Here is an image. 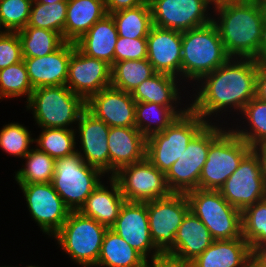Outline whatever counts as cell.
Listing matches in <instances>:
<instances>
[{"label":"cell","mask_w":266,"mask_h":267,"mask_svg":"<svg viewBox=\"0 0 266 267\" xmlns=\"http://www.w3.org/2000/svg\"><path fill=\"white\" fill-rule=\"evenodd\" d=\"M257 66V59L230 57L222 66L193 83L197 88H193L196 92L191 95L189 108L207 123H212L213 115L215 120L234 111L239 115L256 96Z\"/></svg>","instance_id":"1"},{"label":"cell","mask_w":266,"mask_h":267,"mask_svg":"<svg viewBox=\"0 0 266 267\" xmlns=\"http://www.w3.org/2000/svg\"><path fill=\"white\" fill-rule=\"evenodd\" d=\"M212 22L216 25L230 57H266V33L257 0H241L214 7Z\"/></svg>","instance_id":"2"},{"label":"cell","mask_w":266,"mask_h":267,"mask_svg":"<svg viewBox=\"0 0 266 267\" xmlns=\"http://www.w3.org/2000/svg\"><path fill=\"white\" fill-rule=\"evenodd\" d=\"M229 58L213 22L182 32L181 80L197 83Z\"/></svg>","instance_id":"3"},{"label":"cell","mask_w":266,"mask_h":267,"mask_svg":"<svg viewBox=\"0 0 266 267\" xmlns=\"http://www.w3.org/2000/svg\"><path fill=\"white\" fill-rule=\"evenodd\" d=\"M25 105L39 128L74 129L86 109V101L66 85L38 87Z\"/></svg>","instance_id":"4"},{"label":"cell","mask_w":266,"mask_h":267,"mask_svg":"<svg viewBox=\"0 0 266 267\" xmlns=\"http://www.w3.org/2000/svg\"><path fill=\"white\" fill-rule=\"evenodd\" d=\"M107 229L93 218L71 211L52 239L80 267H96Z\"/></svg>","instance_id":"5"},{"label":"cell","mask_w":266,"mask_h":267,"mask_svg":"<svg viewBox=\"0 0 266 267\" xmlns=\"http://www.w3.org/2000/svg\"><path fill=\"white\" fill-rule=\"evenodd\" d=\"M206 124L200 115L189 108L162 132L147 137L146 158L166 174L183 154L192 138Z\"/></svg>","instance_id":"6"},{"label":"cell","mask_w":266,"mask_h":267,"mask_svg":"<svg viewBox=\"0 0 266 267\" xmlns=\"http://www.w3.org/2000/svg\"><path fill=\"white\" fill-rule=\"evenodd\" d=\"M190 211L207 227L214 240L242 237V212L230 205L219 190L193 189L185 193Z\"/></svg>","instance_id":"7"},{"label":"cell","mask_w":266,"mask_h":267,"mask_svg":"<svg viewBox=\"0 0 266 267\" xmlns=\"http://www.w3.org/2000/svg\"><path fill=\"white\" fill-rule=\"evenodd\" d=\"M105 174L88 165L78 152L55 159L52 185L71 211H79Z\"/></svg>","instance_id":"8"},{"label":"cell","mask_w":266,"mask_h":267,"mask_svg":"<svg viewBox=\"0 0 266 267\" xmlns=\"http://www.w3.org/2000/svg\"><path fill=\"white\" fill-rule=\"evenodd\" d=\"M218 124L207 123L165 174L167 185L172 192L186 193L199 188V178L207 160L209 147L228 127Z\"/></svg>","instance_id":"9"},{"label":"cell","mask_w":266,"mask_h":267,"mask_svg":"<svg viewBox=\"0 0 266 267\" xmlns=\"http://www.w3.org/2000/svg\"><path fill=\"white\" fill-rule=\"evenodd\" d=\"M252 147L227 128L209 147L199 189L219 190Z\"/></svg>","instance_id":"10"},{"label":"cell","mask_w":266,"mask_h":267,"mask_svg":"<svg viewBox=\"0 0 266 267\" xmlns=\"http://www.w3.org/2000/svg\"><path fill=\"white\" fill-rule=\"evenodd\" d=\"M121 194L130 202H148L169 196L165 173L147 158L121 167L113 176Z\"/></svg>","instance_id":"11"},{"label":"cell","mask_w":266,"mask_h":267,"mask_svg":"<svg viewBox=\"0 0 266 267\" xmlns=\"http://www.w3.org/2000/svg\"><path fill=\"white\" fill-rule=\"evenodd\" d=\"M189 210L185 193L172 192L167 197L147 202L150 236L163 255L174 246L177 230Z\"/></svg>","instance_id":"12"},{"label":"cell","mask_w":266,"mask_h":267,"mask_svg":"<svg viewBox=\"0 0 266 267\" xmlns=\"http://www.w3.org/2000/svg\"><path fill=\"white\" fill-rule=\"evenodd\" d=\"M219 191L230 205L241 212L266 198V184L260 159L253 149L242 159L239 167Z\"/></svg>","instance_id":"13"},{"label":"cell","mask_w":266,"mask_h":267,"mask_svg":"<svg viewBox=\"0 0 266 267\" xmlns=\"http://www.w3.org/2000/svg\"><path fill=\"white\" fill-rule=\"evenodd\" d=\"M148 2L153 25L160 28L184 32L212 22L211 5L206 0H148Z\"/></svg>","instance_id":"14"},{"label":"cell","mask_w":266,"mask_h":267,"mask_svg":"<svg viewBox=\"0 0 266 267\" xmlns=\"http://www.w3.org/2000/svg\"><path fill=\"white\" fill-rule=\"evenodd\" d=\"M30 216L49 237L62 227L71 210L54 190L52 183L18 184Z\"/></svg>","instance_id":"15"},{"label":"cell","mask_w":266,"mask_h":267,"mask_svg":"<svg viewBox=\"0 0 266 267\" xmlns=\"http://www.w3.org/2000/svg\"><path fill=\"white\" fill-rule=\"evenodd\" d=\"M111 72L110 64L85 55L73 43L66 86L74 94L87 101L92 95L111 86Z\"/></svg>","instance_id":"16"},{"label":"cell","mask_w":266,"mask_h":267,"mask_svg":"<svg viewBox=\"0 0 266 267\" xmlns=\"http://www.w3.org/2000/svg\"><path fill=\"white\" fill-rule=\"evenodd\" d=\"M111 229L147 261L163 256L150 236L147 202L125 201Z\"/></svg>","instance_id":"17"},{"label":"cell","mask_w":266,"mask_h":267,"mask_svg":"<svg viewBox=\"0 0 266 267\" xmlns=\"http://www.w3.org/2000/svg\"><path fill=\"white\" fill-rule=\"evenodd\" d=\"M75 127V133L79 134L76 138L80 139L78 142L81 144V149H76L79 155L88 165L107 173L109 177L110 156L107 139L110 127L87 109L82 112Z\"/></svg>","instance_id":"18"},{"label":"cell","mask_w":266,"mask_h":267,"mask_svg":"<svg viewBox=\"0 0 266 267\" xmlns=\"http://www.w3.org/2000/svg\"><path fill=\"white\" fill-rule=\"evenodd\" d=\"M135 107L131 93L112 86L86 101V109L109 127H135Z\"/></svg>","instance_id":"19"},{"label":"cell","mask_w":266,"mask_h":267,"mask_svg":"<svg viewBox=\"0 0 266 267\" xmlns=\"http://www.w3.org/2000/svg\"><path fill=\"white\" fill-rule=\"evenodd\" d=\"M147 60L156 73L181 78L182 32L152 26L147 36Z\"/></svg>","instance_id":"20"},{"label":"cell","mask_w":266,"mask_h":267,"mask_svg":"<svg viewBox=\"0 0 266 267\" xmlns=\"http://www.w3.org/2000/svg\"><path fill=\"white\" fill-rule=\"evenodd\" d=\"M72 53L73 43L64 42L51 54L43 57L23 58L33 89L66 85L68 64Z\"/></svg>","instance_id":"21"},{"label":"cell","mask_w":266,"mask_h":267,"mask_svg":"<svg viewBox=\"0 0 266 267\" xmlns=\"http://www.w3.org/2000/svg\"><path fill=\"white\" fill-rule=\"evenodd\" d=\"M147 138L136 127H110L107 144L110 176L121 167L146 158Z\"/></svg>","instance_id":"22"},{"label":"cell","mask_w":266,"mask_h":267,"mask_svg":"<svg viewBox=\"0 0 266 267\" xmlns=\"http://www.w3.org/2000/svg\"><path fill=\"white\" fill-rule=\"evenodd\" d=\"M213 241L207 227L189 210L177 230L174 246L165 256L190 263L201 255Z\"/></svg>","instance_id":"23"},{"label":"cell","mask_w":266,"mask_h":267,"mask_svg":"<svg viewBox=\"0 0 266 267\" xmlns=\"http://www.w3.org/2000/svg\"><path fill=\"white\" fill-rule=\"evenodd\" d=\"M109 186L100 183L96 189L88 196L79 212L89 218H93L98 223L111 228L119 216L120 209L126 199L121 194L118 182L112 177H108Z\"/></svg>","instance_id":"24"},{"label":"cell","mask_w":266,"mask_h":267,"mask_svg":"<svg viewBox=\"0 0 266 267\" xmlns=\"http://www.w3.org/2000/svg\"><path fill=\"white\" fill-rule=\"evenodd\" d=\"M118 39L115 22L110 14L97 21L78 41L76 47L85 55L114 64Z\"/></svg>","instance_id":"25"},{"label":"cell","mask_w":266,"mask_h":267,"mask_svg":"<svg viewBox=\"0 0 266 267\" xmlns=\"http://www.w3.org/2000/svg\"><path fill=\"white\" fill-rule=\"evenodd\" d=\"M252 255L250 245L243 238L214 240L192 262L191 267H243Z\"/></svg>","instance_id":"26"},{"label":"cell","mask_w":266,"mask_h":267,"mask_svg":"<svg viewBox=\"0 0 266 267\" xmlns=\"http://www.w3.org/2000/svg\"><path fill=\"white\" fill-rule=\"evenodd\" d=\"M105 15L104 0H67L64 41L75 43Z\"/></svg>","instance_id":"27"},{"label":"cell","mask_w":266,"mask_h":267,"mask_svg":"<svg viewBox=\"0 0 266 267\" xmlns=\"http://www.w3.org/2000/svg\"><path fill=\"white\" fill-rule=\"evenodd\" d=\"M180 80L167 74L155 73L132 91V98L136 102L157 103L168 107L181 106L183 104H181L182 94L180 91L182 90L180 89L182 88L180 87L182 86L179 85L182 84V81Z\"/></svg>","instance_id":"28"},{"label":"cell","mask_w":266,"mask_h":267,"mask_svg":"<svg viewBox=\"0 0 266 267\" xmlns=\"http://www.w3.org/2000/svg\"><path fill=\"white\" fill-rule=\"evenodd\" d=\"M147 262L116 232L107 229L96 267H146Z\"/></svg>","instance_id":"29"},{"label":"cell","mask_w":266,"mask_h":267,"mask_svg":"<svg viewBox=\"0 0 266 267\" xmlns=\"http://www.w3.org/2000/svg\"><path fill=\"white\" fill-rule=\"evenodd\" d=\"M187 105H185V108H179L162 106L157 103L136 102L135 127L146 138L152 134L162 132L178 116L189 109V104Z\"/></svg>","instance_id":"30"},{"label":"cell","mask_w":266,"mask_h":267,"mask_svg":"<svg viewBox=\"0 0 266 267\" xmlns=\"http://www.w3.org/2000/svg\"><path fill=\"white\" fill-rule=\"evenodd\" d=\"M115 22L118 36L130 39L147 38L152 26L149 2L110 14Z\"/></svg>","instance_id":"31"},{"label":"cell","mask_w":266,"mask_h":267,"mask_svg":"<svg viewBox=\"0 0 266 267\" xmlns=\"http://www.w3.org/2000/svg\"><path fill=\"white\" fill-rule=\"evenodd\" d=\"M247 121V126L230 128L238 137L245 140L251 147L266 142V102L254 97L251 99L240 113ZM245 117V118H244ZM241 129H240V128Z\"/></svg>","instance_id":"32"},{"label":"cell","mask_w":266,"mask_h":267,"mask_svg":"<svg viewBox=\"0 0 266 267\" xmlns=\"http://www.w3.org/2000/svg\"><path fill=\"white\" fill-rule=\"evenodd\" d=\"M23 58L43 57L56 51L65 41L56 31L26 26L17 31Z\"/></svg>","instance_id":"33"},{"label":"cell","mask_w":266,"mask_h":267,"mask_svg":"<svg viewBox=\"0 0 266 267\" xmlns=\"http://www.w3.org/2000/svg\"><path fill=\"white\" fill-rule=\"evenodd\" d=\"M25 165L15 171L17 184L52 183L55 159L39 150L37 147L31 150L23 158Z\"/></svg>","instance_id":"34"},{"label":"cell","mask_w":266,"mask_h":267,"mask_svg":"<svg viewBox=\"0 0 266 267\" xmlns=\"http://www.w3.org/2000/svg\"><path fill=\"white\" fill-rule=\"evenodd\" d=\"M155 73L147 59L116 62L112 65L111 86L132 93L138 85Z\"/></svg>","instance_id":"35"},{"label":"cell","mask_w":266,"mask_h":267,"mask_svg":"<svg viewBox=\"0 0 266 267\" xmlns=\"http://www.w3.org/2000/svg\"><path fill=\"white\" fill-rule=\"evenodd\" d=\"M75 129L41 128L35 138V147L54 159L63 158L77 152Z\"/></svg>","instance_id":"36"},{"label":"cell","mask_w":266,"mask_h":267,"mask_svg":"<svg viewBox=\"0 0 266 267\" xmlns=\"http://www.w3.org/2000/svg\"><path fill=\"white\" fill-rule=\"evenodd\" d=\"M66 14L67 0L50 5L33 0L27 26L56 31L64 40Z\"/></svg>","instance_id":"37"},{"label":"cell","mask_w":266,"mask_h":267,"mask_svg":"<svg viewBox=\"0 0 266 267\" xmlns=\"http://www.w3.org/2000/svg\"><path fill=\"white\" fill-rule=\"evenodd\" d=\"M33 90L24 61L0 70V99L24 96L27 103Z\"/></svg>","instance_id":"38"},{"label":"cell","mask_w":266,"mask_h":267,"mask_svg":"<svg viewBox=\"0 0 266 267\" xmlns=\"http://www.w3.org/2000/svg\"><path fill=\"white\" fill-rule=\"evenodd\" d=\"M242 237L253 251L266 243V198L257 201L242 212Z\"/></svg>","instance_id":"39"},{"label":"cell","mask_w":266,"mask_h":267,"mask_svg":"<svg viewBox=\"0 0 266 267\" xmlns=\"http://www.w3.org/2000/svg\"><path fill=\"white\" fill-rule=\"evenodd\" d=\"M31 131L18 122H11L3 125L0 130V147L10 156L24 158L31 150V145L35 138L30 134Z\"/></svg>","instance_id":"40"},{"label":"cell","mask_w":266,"mask_h":267,"mask_svg":"<svg viewBox=\"0 0 266 267\" xmlns=\"http://www.w3.org/2000/svg\"><path fill=\"white\" fill-rule=\"evenodd\" d=\"M33 0H0V18L8 32H17L28 24Z\"/></svg>","instance_id":"41"},{"label":"cell","mask_w":266,"mask_h":267,"mask_svg":"<svg viewBox=\"0 0 266 267\" xmlns=\"http://www.w3.org/2000/svg\"><path fill=\"white\" fill-rule=\"evenodd\" d=\"M147 38L130 39L118 36L114 50V63L147 59Z\"/></svg>","instance_id":"42"},{"label":"cell","mask_w":266,"mask_h":267,"mask_svg":"<svg viewBox=\"0 0 266 267\" xmlns=\"http://www.w3.org/2000/svg\"><path fill=\"white\" fill-rule=\"evenodd\" d=\"M23 61L22 46L17 32L0 37V70Z\"/></svg>","instance_id":"43"},{"label":"cell","mask_w":266,"mask_h":267,"mask_svg":"<svg viewBox=\"0 0 266 267\" xmlns=\"http://www.w3.org/2000/svg\"><path fill=\"white\" fill-rule=\"evenodd\" d=\"M255 97L266 102V57L258 60Z\"/></svg>","instance_id":"44"},{"label":"cell","mask_w":266,"mask_h":267,"mask_svg":"<svg viewBox=\"0 0 266 267\" xmlns=\"http://www.w3.org/2000/svg\"><path fill=\"white\" fill-rule=\"evenodd\" d=\"M147 1L148 0H104L107 14L123 9L134 8Z\"/></svg>","instance_id":"45"},{"label":"cell","mask_w":266,"mask_h":267,"mask_svg":"<svg viewBox=\"0 0 266 267\" xmlns=\"http://www.w3.org/2000/svg\"><path fill=\"white\" fill-rule=\"evenodd\" d=\"M151 262V264H150ZM146 267H191L190 263L177 261L165 255L148 261Z\"/></svg>","instance_id":"46"},{"label":"cell","mask_w":266,"mask_h":267,"mask_svg":"<svg viewBox=\"0 0 266 267\" xmlns=\"http://www.w3.org/2000/svg\"><path fill=\"white\" fill-rule=\"evenodd\" d=\"M252 149L255 151V153L260 159L262 173L266 184V142L257 144L256 146L252 147Z\"/></svg>","instance_id":"47"},{"label":"cell","mask_w":266,"mask_h":267,"mask_svg":"<svg viewBox=\"0 0 266 267\" xmlns=\"http://www.w3.org/2000/svg\"><path fill=\"white\" fill-rule=\"evenodd\" d=\"M252 254L266 267V243L259 244Z\"/></svg>","instance_id":"48"},{"label":"cell","mask_w":266,"mask_h":267,"mask_svg":"<svg viewBox=\"0 0 266 267\" xmlns=\"http://www.w3.org/2000/svg\"><path fill=\"white\" fill-rule=\"evenodd\" d=\"M243 267H265L253 254L244 262Z\"/></svg>","instance_id":"49"},{"label":"cell","mask_w":266,"mask_h":267,"mask_svg":"<svg viewBox=\"0 0 266 267\" xmlns=\"http://www.w3.org/2000/svg\"><path fill=\"white\" fill-rule=\"evenodd\" d=\"M206 1L211 5V9H213L214 7L222 5V4L237 2L241 0H206Z\"/></svg>","instance_id":"50"},{"label":"cell","mask_w":266,"mask_h":267,"mask_svg":"<svg viewBox=\"0 0 266 267\" xmlns=\"http://www.w3.org/2000/svg\"><path fill=\"white\" fill-rule=\"evenodd\" d=\"M257 1L259 2V6L263 15V24L266 33V0H257Z\"/></svg>","instance_id":"51"},{"label":"cell","mask_w":266,"mask_h":267,"mask_svg":"<svg viewBox=\"0 0 266 267\" xmlns=\"http://www.w3.org/2000/svg\"><path fill=\"white\" fill-rule=\"evenodd\" d=\"M38 3H41V4H53V3H57V2H60V1H65V0H36Z\"/></svg>","instance_id":"52"},{"label":"cell","mask_w":266,"mask_h":267,"mask_svg":"<svg viewBox=\"0 0 266 267\" xmlns=\"http://www.w3.org/2000/svg\"><path fill=\"white\" fill-rule=\"evenodd\" d=\"M5 27L2 24L1 18H0V37H2L3 35H5L8 31L5 29Z\"/></svg>","instance_id":"53"},{"label":"cell","mask_w":266,"mask_h":267,"mask_svg":"<svg viewBox=\"0 0 266 267\" xmlns=\"http://www.w3.org/2000/svg\"><path fill=\"white\" fill-rule=\"evenodd\" d=\"M26 267H40V266H38V265H37V266H36V265H35V266H34V265H28V266H26ZM43 267H44V266H43Z\"/></svg>","instance_id":"54"},{"label":"cell","mask_w":266,"mask_h":267,"mask_svg":"<svg viewBox=\"0 0 266 267\" xmlns=\"http://www.w3.org/2000/svg\"><path fill=\"white\" fill-rule=\"evenodd\" d=\"M0 267H14V266H0ZM15 267H17V266H15Z\"/></svg>","instance_id":"55"}]
</instances>
